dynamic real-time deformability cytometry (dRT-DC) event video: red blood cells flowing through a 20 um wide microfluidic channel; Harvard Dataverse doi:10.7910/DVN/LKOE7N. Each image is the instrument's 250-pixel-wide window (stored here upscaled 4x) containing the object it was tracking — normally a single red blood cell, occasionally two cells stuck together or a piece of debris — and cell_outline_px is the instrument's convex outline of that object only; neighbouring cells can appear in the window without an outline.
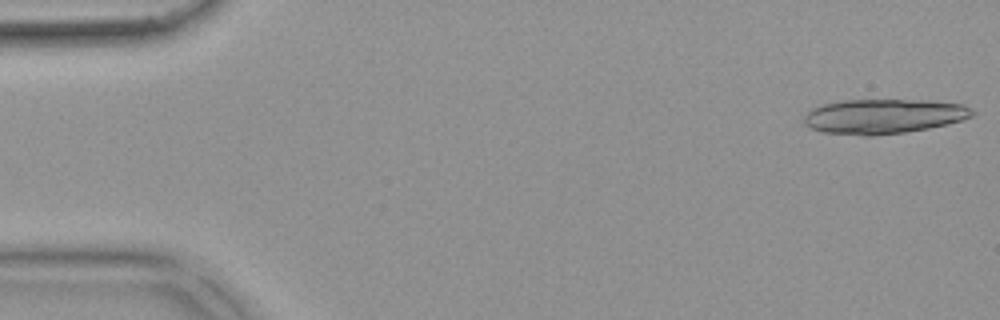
{"species": "common noctule bat (a hibernating species)", "species_latin": "Nyctalus noctula", "temperature_condition": "warm", "stored_images_in_passage": 19, "camera_frame_rate_fps": 3000, "um_per_image_px": 0.085, "animal": {"sex": "female", "body_mass_g": 18.4}, "frame": {"image": 1, "passage_image": 1, "time_ms": 0.0, "image_size_px": [1000, 320], "cell_outline_px": [[976, 112], [972, 116], [948, 124], [928, 128], [904, 132], [872, 136], [864, 136], [824, 132], [812, 128], [804, 124], [804, 116], [812, 108], [824, 104], [844, 100], [928, 100], [964, 104]], "centroid_in_image_um": [75.12, 9.88], "position_along_channel_um": 9.9, "area_um2": 33.99}}
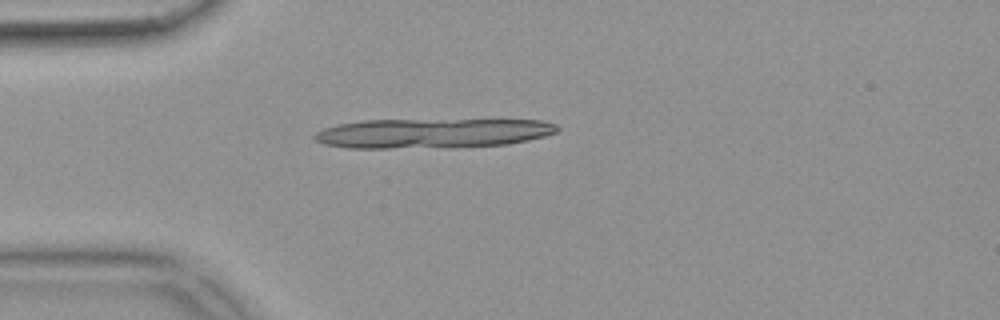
{"frame": {"image": 2, "passage_image": 13, "time_ms": 4.0, "image_size_px": [1000, 320], "cell_outline_px": [[560, 128], [556, 132], [544, 136], [528, 140], [508, 144], [388, 148], [348, 148], [324, 144], [316, 140], [312, 136], [316, 132], [324, 128], [336, 124], [364, 120], [544, 120], [556, 124]], "centroid_in_image_um": [36.72, 11.31], "position_along_channel_um": 48.3, "area_um2": 41.44}}